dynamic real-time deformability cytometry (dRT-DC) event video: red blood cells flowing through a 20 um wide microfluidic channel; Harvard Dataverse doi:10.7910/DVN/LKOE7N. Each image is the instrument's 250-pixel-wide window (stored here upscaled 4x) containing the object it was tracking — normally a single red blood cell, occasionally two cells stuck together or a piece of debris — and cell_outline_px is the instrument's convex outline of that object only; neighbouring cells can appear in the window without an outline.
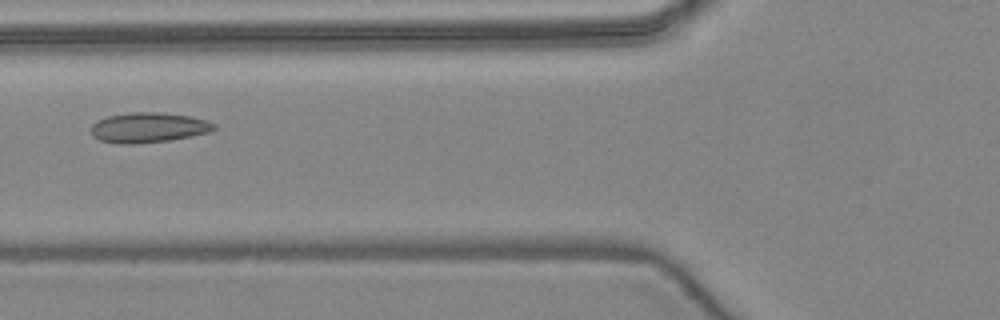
{"species": "common noctule bat (a hibernating species)", "species_latin": "Nyctalus noctula", "temperature_condition": "warm", "stored_images_in_passage": 5, "camera_frame_rate_fps": 3000, "um_per_image_px": 0.085, "animal": {"sex": "female", "body_mass_g": 24.6, "forearm_length_mm": 56.2}, "frame": {"image": 1, "passage_image": 5, "time_ms": 4.667, "image_size_px": [1000, 320], "cell_outline_px": [[216, 128], [208, 132], [192, 136], [172, 140], [136, 144], [116, 144], [100, 140], [92, 136], [92, 124], [108, 116], [128, 112], [160, 112], [192, 116], [208, 120], [216, 124]], "centroid_in_image_um": [12.65, 10.84], "position_along_channel_um": 113.2, "area_um2": 21.79}}